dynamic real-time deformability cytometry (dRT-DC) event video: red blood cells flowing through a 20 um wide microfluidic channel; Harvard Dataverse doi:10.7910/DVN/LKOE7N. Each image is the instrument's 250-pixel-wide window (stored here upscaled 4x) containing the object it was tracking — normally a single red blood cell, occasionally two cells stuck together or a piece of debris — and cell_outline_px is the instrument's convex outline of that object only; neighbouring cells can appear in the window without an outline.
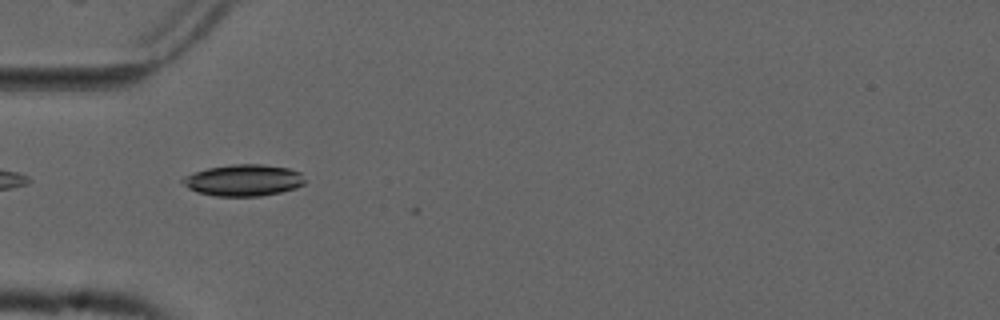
{"species": "common noctule bat (a hibernating species)", "species_latin": "Nyctalus noctula", "temperature_condition": "cold", "stored_images_in_passage": 26, "camera_frame_rate_fps": 3000, "um_per_image_px": 0.085, "animal": {"sex": "male", "forearm_length_mm": 52.5}, "frame": {"image": 1, "passage_image": 1, "time_ms": 0.0, "image_size_px": [1000, 320], "cell_outline_px": [[304, 184], [296, 188], [280, 192], [260, 196], [216, 196], [196, 192], [188, 188], [180, 180], [184, 176], [192, 172], [208, 168], [232, 164], [264, 164], [288, 168], [300, 172], [304, 180]], "centroid_in_image_um": [20.67, 15.32], "position_along_channel_um": 64.3, "area_um2": 22.54}}
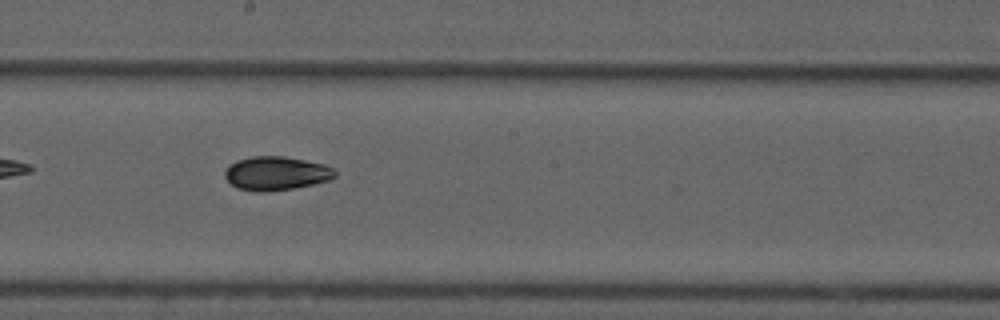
{"frame": {"image": 2, "passage_image": 14, "time_ms": 4.333, "image_size_px": [1000, 320], "cell_outline_px": [[336, 176], [328, 180], [296, 188], [264, 192], [256, 192], [236, 188], [224, 176], [224, 172], [228, 164], [236, 160], [252, 156], [284, 156], [324, 164], [332, 168], [336, 172]], "centroid_in_image_um": [23.43, 14.73], "position_along_channel_um": 224.8, "area_um2": 21.79}}
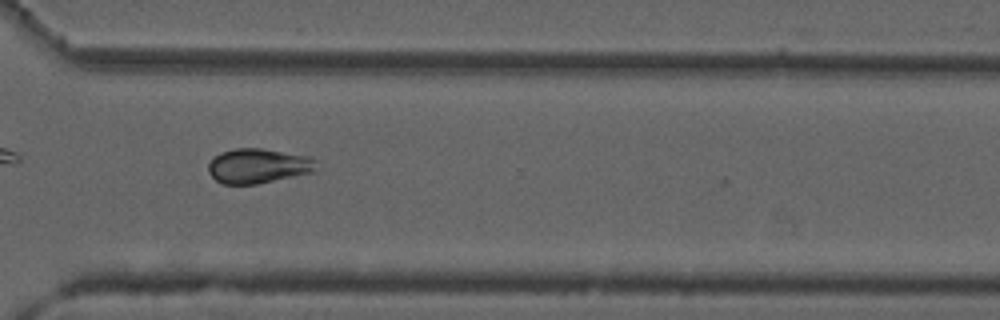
{"frame": {"image": 3, "passage_image": 24, "time_ms": 7.667, "image_size_px": [1000, 320], "cell_outline_px": [[316, 160], [312, 172], [256, 184], [220, 184], [208, 172], [208, 164], [220, 152], [236, 148], [260, 148], [308, 156]], "centroid_in_image_um": [21.89, 14.1], "position_along_channel_um": 348.7, "area_um2": 21.56}}